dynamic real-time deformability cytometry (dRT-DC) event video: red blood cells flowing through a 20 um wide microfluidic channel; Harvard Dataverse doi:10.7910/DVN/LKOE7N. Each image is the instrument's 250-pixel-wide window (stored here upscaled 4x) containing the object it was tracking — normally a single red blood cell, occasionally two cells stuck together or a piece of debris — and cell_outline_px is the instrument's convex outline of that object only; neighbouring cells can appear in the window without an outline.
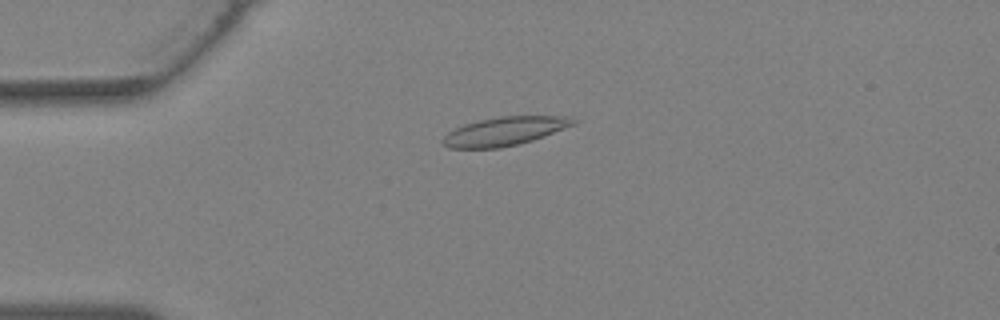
{"species": "Egyptian fruit bat (a non-hibernating species)", "species_latin": "Rousettus aegyptiacus", "temperature_condition": "warm", "stored_images_in_passage": 31, "camera_frame_rate_fps": 3000, "um_per_image_px": 0.085, "animal": {"sex": "female"}, "frame": {"image": 1, "passage_image": 3, "time_ms": 0.667, "image_size_px": [1000, 320], "cell_outline_px": [[576, 124], [544, 136], [532, 140], [500, 148], [448, 148], [440, 140], [448, 132], [464, 124], [480, 120], [500, 116], [568, 116], [576, 120]], "centroid_in_image_um": [42.88, 11.15], "position_along_channel_um": 42.1, "area_um2": 21.62}}
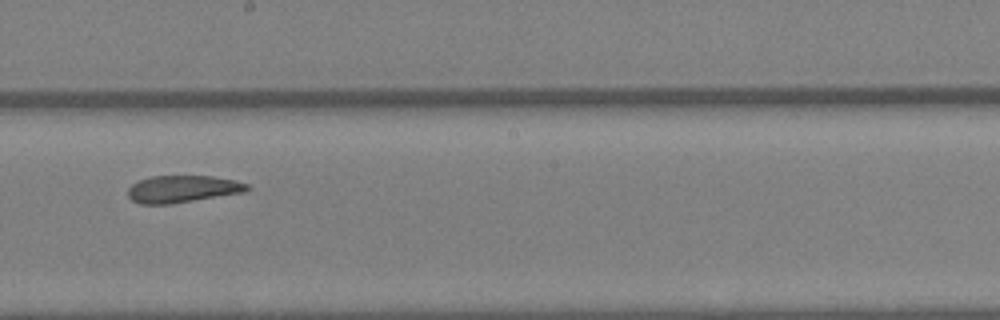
{"frame": {"image": 2, "passage_image": 15, "time_ms": 4.667, "image_size_px": [1000, 320], "cell_outline_px": [[252, 188], [244, 192], [172, 204], [140, 204], [132, 200], [128, 196], [128, 188], [132, 184], [140, 180], [152, 176], [212, 176], [236, 180], [248, 184]], "centroid_in_image_um": [15.53, 16.06], "position_along_channel_um": 232.7, "area_um2": 18.9}}
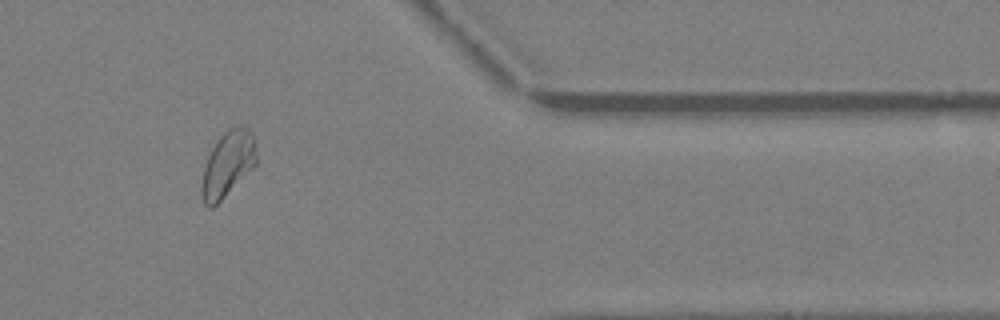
{"frame": {"image": 3, "passage_image": 25, "time_ms": 8.0, "image_size_px": [1000, 320], "cell_outline_px": [[256, 164], [212, 208], [208, 208], [204, 204], [200, 192], [200, 188], [204, 168], [208, 156], [212, 148], [220, 136], [228, 128], [240, 124], [248, 128], [252, 132], [256, 152]], "centroid_in_image_um": [19.34, 13.92], "position_along_channel_um": 392.1, "area_um2": 20.69}}